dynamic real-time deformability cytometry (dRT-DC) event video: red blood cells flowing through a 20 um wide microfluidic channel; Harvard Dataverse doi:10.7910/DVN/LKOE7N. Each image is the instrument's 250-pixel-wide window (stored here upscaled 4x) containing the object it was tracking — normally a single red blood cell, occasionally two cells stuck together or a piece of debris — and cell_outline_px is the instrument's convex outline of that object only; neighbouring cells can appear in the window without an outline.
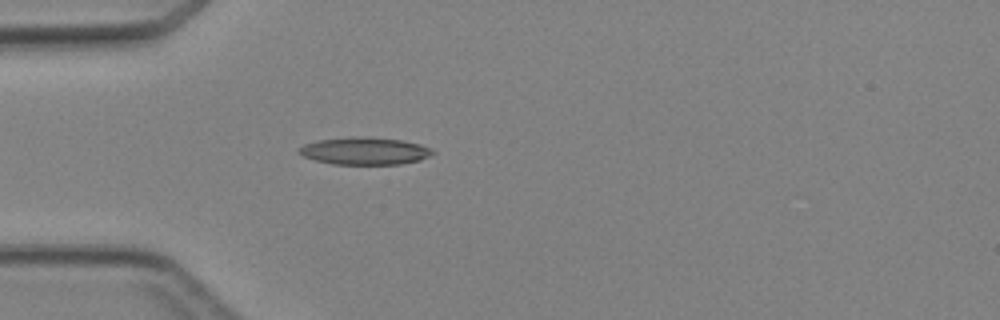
{"species": "Egyptian fruit bat (a non-hibernating species)", "species_latin": "Rousettus aegyptiacus", "temperature_condition": "cold", "stored_images_in_passage": 4, "camera_frame_rate_fps": 3000, "um_per_image_px": 0.085, "animal": {"sex": "female"}, "frame": {"image": 1, "passage_image": 4, "time_ms": 4.333, "image_size_px": [1000, 320], "cell_outline_px": [[436, 152], [432, 156], [420, 160], [400, 164], [332, 164], [316, 160], [304, 156], [296, 152], [296, 148], [304, 144], [320, 140], [400, 140], [420, 144]], "centroid_in_image_um": [31.01, 12.9], "position_along_channel_um": 54.0, "area_um2": 20.06}}